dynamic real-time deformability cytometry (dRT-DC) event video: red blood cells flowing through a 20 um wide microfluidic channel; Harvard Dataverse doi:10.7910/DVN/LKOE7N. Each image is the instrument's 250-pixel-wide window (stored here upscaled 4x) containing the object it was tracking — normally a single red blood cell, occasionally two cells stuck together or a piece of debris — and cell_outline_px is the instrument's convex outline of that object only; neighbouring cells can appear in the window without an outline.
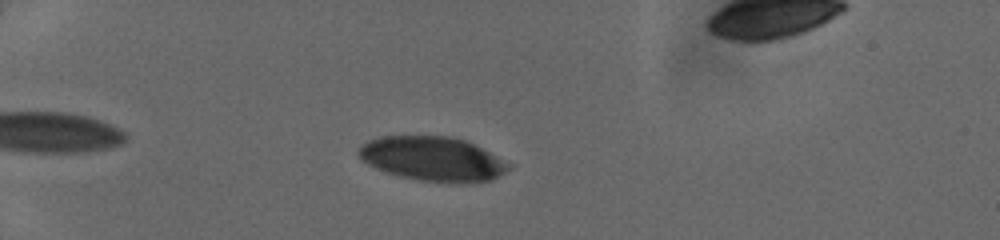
{"species": "human", "species_latin": "Homo sapiens", "temperature_condition": "cold", "stored_images_in_passage": 38, "camera_frame_rate_fps": 3000, "um_per_image_px": 0.085, "donor": {"sex": "female"}, "frame": {"image": 1, "passage_image": 8, "time_ms": 2.333, "image_size_px": [1000, 240], "cell_outline_px": [[516, 164], [512, 168], [488, 180], [464, 184], [452, 184], [420, 180], [400, 176], [376, 168], [368, 164], [356, 152], [360, 144], [368, 140], [380, 136], [448, 136], [464, 140]], "centroid_in_image_um": [36.81, 13.51], "position_along_channel_um": 48.2, "area_um2": 39.07}}
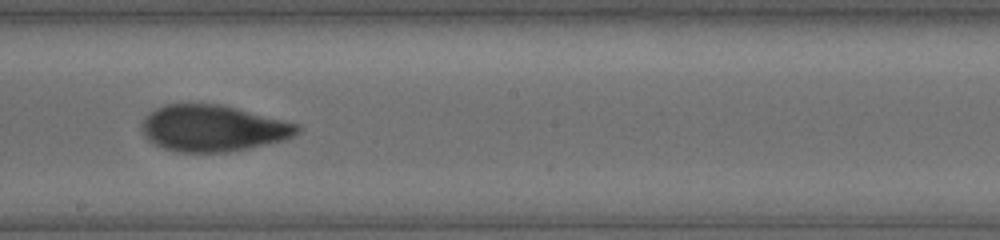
{"frame": {"image": 2, "passage_image": 24, "time_ms": 7.667, "image_size_px": [1000, 240], "cell_outline_px": [[304, 128], [300, 132], [284, 140], [248, 148], [228, 152], [180, 152], [164, 148], [148, 140], [144, 136], [140, 128], [144, 120], [156, 108], [168, 104], [220, 104], [300, 124]], "centroid_in_image_um": [18.14, 10.91], "position_along_channel_um": 230.1, "area_um2": 41.85}}
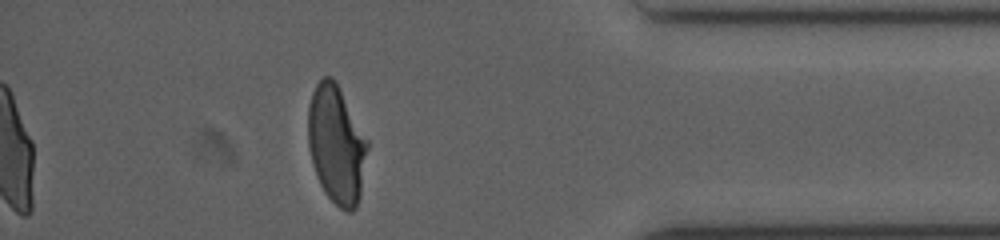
{"frame": {"image": 3, "passage_image": 38, "time_ms": 12.333, "image_size_px": [1000, 240], "cell_outline_px": [[368, 148], [360, 196], [356, 208], [352, 212], [348, 212], [340, 208], [324, 192], [316, 176], [312, 164], [308, 148], [308, 104], [312, 92], [316, 84], [324, 76], [332, 76], [336, 80], [368, 140]], "centroid_in_image_um": [28.59, 12.27], "position_along_channel_um": 406.6, "area_um2": 41.21}}